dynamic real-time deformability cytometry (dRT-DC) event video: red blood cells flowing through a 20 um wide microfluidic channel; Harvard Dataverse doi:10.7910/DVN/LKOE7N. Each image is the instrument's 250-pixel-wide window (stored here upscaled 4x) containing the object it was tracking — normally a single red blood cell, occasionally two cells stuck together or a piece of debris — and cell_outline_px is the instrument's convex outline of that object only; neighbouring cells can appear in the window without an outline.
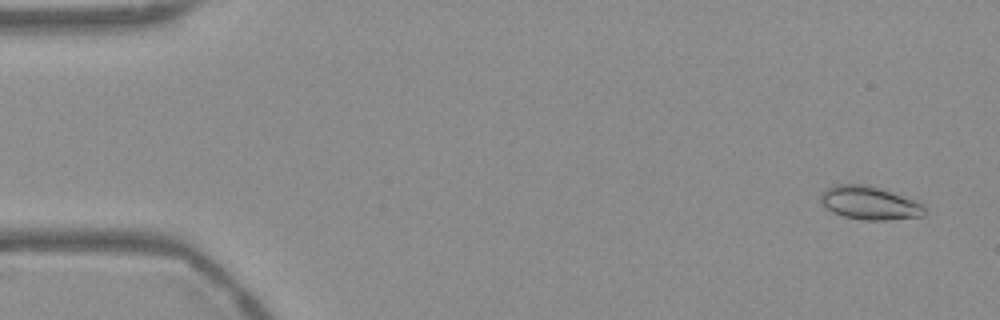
{"species": "Egyptian fruit bat (a non-hibernating species)", "species_latin": "Rousettus aegyptiacus", "temperature_condition": "warm", "stored_images_in_passage": 52, "camera_frame_rate_fps": 3000, "um_per_image_px": 0.085, "frame": {"image": 1, "passage_image": 1, "time_ms": 0.0, "image_size_px": [1000, 320], "cell_outline_px": [[928, 212], [924, 216], [888, 220], [864, 220], [844, 216], [832, 212], [824, 208], [820, 204], [820, 192], [824, 188], [836, 184], [868, 184], [900, 192], [920, 200], [924, 204]], "centroid_in_image_um": [73.98, 17.22], "position_along_channel_um": 11.0, "area_um2": 21.39}}
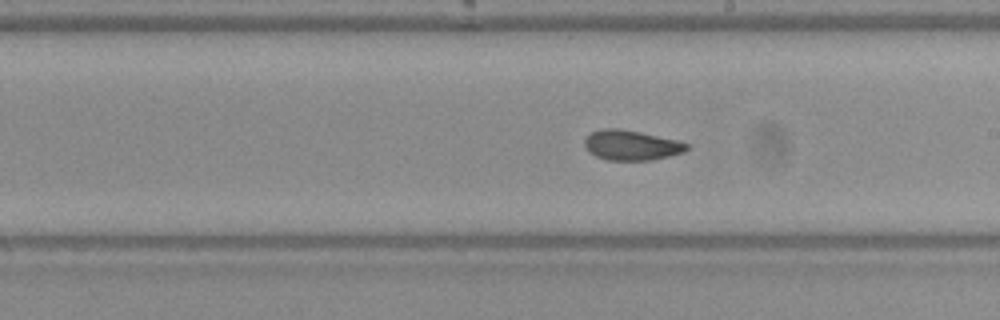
{"frame": {"image": 2, "passage_image": 29, "time_ms": 9.333, "image_size_px": [1000, 320], "cell_outline_px": [[688, 148], [684, 152], [652, 160], [608, 160], [596, 156], [588, 152], [584, 144], [584, 140], [592, 132], [600, 128], [620, 128], [680, 140], [688, 144]], "centroid_in_image_um": [53.66, 12.33], "position_along_channel_um": 235.3, "area_um2": 17.98}}
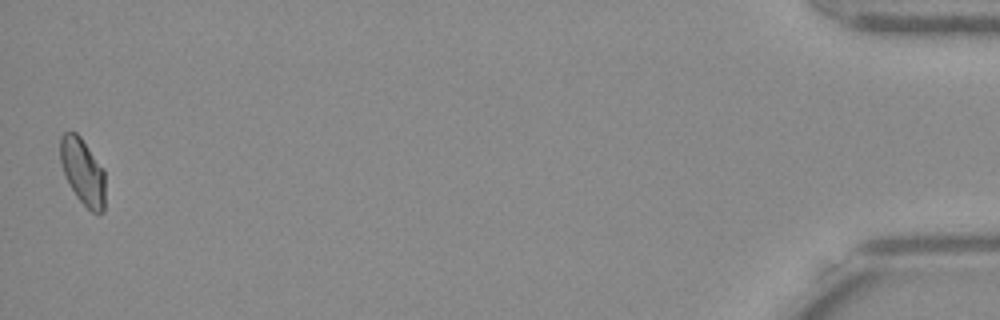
{"frame": {"image": 3, "passage_image": 52, "time_ms": 17.0, "image_size_px": [1000, 320], "cell_outline_px": [[104, 212], [92, 212], [76, 196], [64, 172], [60, 160], [60, 136], [64, 132], [76, 132], [80, 136], [104, 168]], "centroid_in_image_um": [7.04, 14.55], "position_along_channel_um": 428.2, "area_um2": 17.17}, "authors_computed_cell_mechanics": {"area_um2": 18.4671, "velocity_mm_per_s": 3.7544, "shape_relaxation_time_tau1_ms": 7.0784, "shape_relaxation_time_tau2_ms": 2.1239, "deformation_change_tau1": 0.1317, "deformation_change_tau2": 0.0508}}